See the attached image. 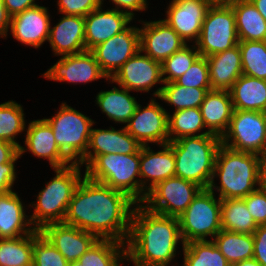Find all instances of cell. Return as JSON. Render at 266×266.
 <instances>
[{
    "mask_svg": "<svg viewBox=\"0 0 266 266\" xmlns=\"http://www.w3.org/2000/svg\"><path fill=\"white\" fill-rule=\"evenodd\" d=\"M136 204L125 193L84 175L69 202L63 223L90 232L98 239L126 244Z\"/></svg>",
    "mask_w": 266,
    "mask_h": 266,
    "instance_id": "6da1fadb",
    "label": "cell"
},
{
    "mask_svg": "<svg viewBox=\"0 0 266 266\" xmlns=\"http://www.w3.org/2000/svg\"><path fill=\"white\" fill-rule=\"evenodd\" d=\"M179 243L184 245L178 217L155 213L142 203L135 205L126 243L127 262L134 266H169Z\"/></svg>",
    "mask_w": 266,
    "mask_h": 266,
    "instance_id": "7a4b0ae2",
    "label": "cell"
},
{
    "mask_svg": "<svg viewBox=\"0 0 266 266\" xmlns=\"http://www.w3.org/2000/svg\"><path fill=\"white\" fill-rule=\"evenodd\" d=\"M260 155L236 151L220 145L208 189L219 192V199H242L259 186ZM219 178L220 186L215 184ZM215 189V190H214Z\"/></svg>",
    "mask_w": 266,
    "mask_h": 266,
    "instance_id": "3957f363",
    "label": "cell"
},
{
    "mask_svg": "<svg viewBox=\"0 0 266 266\" xmlns=\"http://www.w3.org/2000/svg\"><path fill=\"white\" fill-rule=\"evenodd\" d=\"M175 155V176L208 189L221 137L214 134L182 137L168 143Z\"/></svg>",
    "mask_w": 266,
    "mask_h": 266,
    "instance_id": "277c9868",
    "label": "cell"
},
{
    "mask_svg": "<svg viewBox=\"0 0 266 266\" xmlns=\"http://www.w3.org/2000/svg\"><path fill=\"white\" fill-rule=\"evenodd\" d=\"M53 170L55 177L46 182V186L37 195V201L31 203L34 211L29 217L36 230H41L48 224L64 221L69 202L83 178L79 163H71Z\"/></svg>",
    "mask_w": 266,
    "mask_h": 266,
    "instance_id": "5b68a950",
    "label": "cell"
},
{
    "mask_svg": "<svg viewBox=\"0 0 266 266\" xmlns=\"http://www.w3.org/2000/svg\"><path fill=\"white\" fill-rule=\"evenodd\" d=\"M140 150L135 154L109 153L97 155L86 167L84 175L95 182L121 191L141 203Z\"/></svg>",
    "mask_w": 266,
    "mask_h": 266,
    "instance_id": "8992f818",
    "label": "cell"
},
{
    "mask_svg": "<svg viewBox=\"0 0 266 266\" xmlns=\"http://www.w3.org/2000/svg\"><path fill=\"white\" fill-rule=\"evenodd\" d=\"M52 118H44L53 129L59 149L78 163L86 154L94 120L63 102Z\"/></svg>",
    "mask_w": 266,
    "mask_h": 266,
    "instance_id": "52a82bcc",
    "label": "cell"
},
{
    "mask_svg": "<svg viewBox=\"0 0 266 266\" xmlns=\"http://www.w3.org/2000/svg\"><path fill=\"white\" fill-rule=\"evenodd\" d=\"M184 244L191 241L208 240L222 230L221 199L209 189H202L187 209L178 217Z\"/></svg>",
    "mask_w": 266,
    "mask_h": 266,
    "instance_id": "ba28073f",
    "label": "cell"
},
{
    "mask_svg": "<svg viewBox=\"0 0 266 266\" xmlns=\"http://www.w3.org/2000/svg\"><path fill=\"white\" fill-rule=\"evenodd\" d=\"M239 44L236 21L230 4L211 5L195 43L202 57L229 50Z\"/></svg>",
    "mask_w": 266,
    "mask_h": 266,
    "instance_id": "9c48e42d",
    "label": "cell"
},
{
    "mask_svg": "<svg viewBox=\"0 0 266 266\" xmlns=\"http://www.w3.org/2000/svg\"><path fill=\"white\" fill-rule=\"evenodd\" d=\"M221 144L262 156L266 149V112L234 109Z\"/></svg>",
    "mask_w": 266,
    "mask_h": 266,
    "instance_id": "30bf717a",
    "label": "cell"
},
{
    "mask_svg": "<svg viewBox=\"0 0 266 266\" xmlns=\"http://www.w3.org/2000/svg\"><path fill=\"white\" fill-rule=\"evenodd\" d=\"M202 189L192 181L170 177L150 189L142 205L161 215L179 217Z\"/></svg>",
    "mask_w": 266,
    "mask_h": 266,
    "instance_id": "8fae6325",
    "label": "cell"
},
{
    "mask_svg": "<svg viewBox=\"0 0 266 266\" xmlns=\"http://www.w3.org/2000/svg\"><path fill=\"white\" fill-rule=\"evenodd\" d=\"M156 101V98H152L144 108L138 104L125 125L126 130L141 145L169 143L168 112Z\"/></svg>",
    "mask_w": 266,
    "mask_h": 266,
    "instance_id": "7c38bea8",
    "label": "cell"
},
{
    "mask_svg": "<svg viewBox=\"0 0 266 266\" xmlns=\"http://www.w3.org/2000/svg\"><path fill=\"white\" fill-rule=\"evenodd\" d=\"M140 49L139 28L127 26L118 34L92 48L101 71L110 79Z\"/></svg>",
    "mask_w": 266,
    "mask_h": 266,
    "instance_id": "4fadbf2b",
    "label": "cell"
},
{
    "mask_svg": "<svg viewBox=\"0 0 266 266\" xmlns=\"http://www.w3.org/2000/svg\"><path fill=\"white\" fill-rule=\"evenodd\" d=\"M141 53L139 49L108 80L136 92H149L157 83L163 85L161 63Z\"/></svg>",
    "mask_w": 266,
    "mask_h": 266,
    "instance_id": "5bb4252c",
    "label": "cell"
},
{
    "mask_svg": "<svg viewBox=\"0 0 266 266\" xmlns=\"http://www.w3.org/2000/svg\"><path fill=\"white\" fill-rule=\"evenodd\" d=\"M44 78L69 82L73 84L87 83L108 77L101 71L98 62L90 50L80 53L61 56L44 74Z\"/></svg>",
    "mask_w": 266,
    "mask_h": 266,
    "instance_id": "9a60e30c",
    "label": "cell"
},
{
    "mask_svg": "<svg viewBox=\"0 0 266 266\" xmlns=\"http://www.w3.org/2000/svg\"><path fill=\"white\" fill-rule=\"evenodd\" d=\"M206 0H172L167 7L166 18L163 19L188 44H195L200 36L201 28L208 8Z\"/></svg>",
    "mask_w": 266,
    "mask_h": 266,
    "instance_id": "2e32d148",
    "label": "cell"
},
{
    "mask_svg": "<svg viewBox=\"0 0 266 266\" xmlns=\"http://www.w3.org/2000/svg\"><path fill=\"white\" fill-rule=\"evenodd\" d=\"M139 46L141 52L162 63L187 43L164 20L141 21Z\"/></svg>",
    "mask_w": 266,
    "mask_h": 266,
    "instance_id": "e0dca14e",
    "label": "cell"
},
{
    "mask_svg": "<svg viewBox=\"0 0 266 266\" xmlns=\"http://www.w3.org/2000/svg\"><path fill=\"white\" fill-rule=\"evenodd\" d=\"M26 128L25 147L19 148L22 156L27 150L38 158L47 159L51 168H62L73 163L58 147L53 129L43 118L30 121Z\"/></svg>",
    "mask_w": 266,
    "mask_h": 266,
    "instance_id": "ac0fdd59",
    "label": "cell"
},
{
    "mask_svg": "<svg viewBox=\"0 0 266 266\" xmlns=\"http://www.w3.org/2000/svg\"><path fill=\"white\" fill-rule=\"evenodd\" d=\"M37 4L10 18L9 30L23 45L40 48L48 41L51 27L49 9Z\"/></svg>",
    "mask_w": 266,
    "mask_h": 266,
    "instance_id": "d6986e66",
    "label": "cell"
},
{
    "mask_svg": "<svg viewBox=\"0 0 266 266\" xmlns=\"http://www.w3.org/2000/svg\"><path fill=\"white\" fill-rule=\"evenodd\" d=\"M159 147L162 148L157 152L149 145H142L140 149L141 203L147 192L157 183L175 176V155L172 147L169 144Z\"/></svg>",
    "mask_w": 266,
    "mask_h": 266,
    "instance_id": "ffe728a7",
    "label": "cell"
},
{
    "mask_svg": "<svg viewBox=\"0 0 266 266\" xmlns=\"http://www.w3.org/2000/svg\"><path fill=\"white\" fill-rule=\"evenodd\" d=\"M40 232L69 263L77 261L98 240L90 232L63 222L45 225Z\"/></svg>",
    "mask_w": 266,
    "mask_h": 266,
    "instance_id": "44dd1931",
    "label": "cell"
},
{
    "mask_svg": "<svg viewBox=\"0 0 266 266\" xmlns=\"http://www.w3.org/2000/svg\"><path fill=\"white\" fill-rule=\"evenodd\" d=\"M111 128V129H110ZM109 129H91L89 146L85 156L78 162L85 167L97 156L109 153L135 154L142 145L126 130L110 127Z\"/></svg>",
    "mask_w": 266,
    "mask_h": 266,
    "instance_id": "7402d4cb",
    "label": "cell"
},
{
    "mask_svg": "<svg viewBox=\"0 0 266 266\" xmlns=\"http://www.w3.org/2000/svg\"><path fill=\"white\" fill-rule=\"evenodd\" d=\"M102 7L101 5L84 17L86 50H91L118 34L133 20L128 14L113 7L105 11Z\"/></svg>",
    "mask_w": 266,
    "mask_h": 266,
    "instance_id": "603a6c76",
    "label": "cell"
},
{
    "mask_svg": "<svg viewBox=\"0 0 266 266\" xmlns=\"http://www.w3.org/2000/svg\"><path fill=\"white\" fill-rule=\"evenodd\" d=\"M59 22L50 27L48 42L56 56L80 53L86 50L85 20L82 16L62 14Z\"/></svg>",
    "mask_w": 266,
    "mask_h": 266,
    "instance_id": "cb8c5ba5",
    "label": "cell"
},
{
    "mask_svg": "<svg viewBox=\"0 0 266 266\" xmlns=\"http://www.w3.org/2000/svg\"><path fill=\"white\" fill-rule=\"evenodd\" d=\"M23 204L15 191L0 194V239L18 238L36 230Z\"/></svg>",
    "mask_w": 266,
    "mask_h": 266,
    "instance_id": "d4e9b609",
    "label": "cell"
},
{
    "mask_svg": "<svg viewBox=\"0 0 266 266\" xmlns=\"http://www.w3.org/2000/svg\"><path fill=\"white\" fill-rule=\"evenodd\" d=\"M200 110L207 130L222 137L228 129L234 111L229 90H209Z\"/></svg>",
    "mask_w": 266,
    "mask_h": 266,
    "instance_id": "484cf974",
    "label": "cell"
},
{
    "mask_svg": "<svg viewBox=\"0 0 266 266\" xmlns=\"http://www.w3.org/2000/svg\"><path fill=\"white\" fill-rule=\"evenodd\" d=\"M206 58L212 89L229 90L243 74L239 45Z\"/></svg>",
    "mask_w": 266,
    "mask_h": 266,
    "instance_id": "4316f807",
    "label": "cell"
},
{
    "mask_svg": "<svg viewBox=\"0 0 266 266\" xmlns=\"http://www.w3.org/2000/svg\"><path fill=\"white\" fill-rule=\"evenodd\" d=\"M229 93L235 110L266 112V80L242 74Z\"/></svg>",
    "mask_w": 266,
    "mask_h": 266,
    "instance_id": "83f0119b",
    "label": "cell"
},
{
    "mask_svg": "<svg viewBox=\"0 0 266 266\" xmlns=\"http://www.w3.org/2000/svg\"><path fill=\"white\" fill-rule=\"evenodd\" d=\"M239 41H266V20L250 0L230 3Z\"/></svg>",
    "mask_w": 266,
    "mask_h": 266,
    "instance_id": "f1b7e54d",
    "label": "cell"
},
{
    "mask_svg": "<svg viewBox=\"0 0 266 266\" xmlns=\"http://www.w3.org/2000/svg\"><path fill=\"white\" fill-rule=\"evenodd\" d=\"M130 92L126 88L113 86L111 90L100 91L95 101L108 119L127 124L139 104Z\"/></svg>",
    "mask_w": 266,
    "mask_h": 266,
    "instance_id": "f546056e",
    "label": "cell"
},
{
    "mask_svg": "<svg viewBox=\"0 0 266 266\" xmlns=\"http://www.w3.org/2000/svg\"><path fill=\"white\" fill-rule=\"evenodd\" d=\"M126 258V244L98 239L91 248L69 266H122Z\"/></svg>",
    "mask_w": 266,
    "mask_h": 266,
    "instance_id": "4dcf8cb0",
    "label": "cell"
},
{
    "mask_svg": "<svg viewBox=\"0 0 266 266\" xmlns=\"http://www.w3.org/2000/svg\"><path fill=\"white\" fill-rule=\"evenodd\" d=\"M211 89L184 87L174 81L164 83L154 91L153 96L161 99L165 103H169V106L175 107L174 111H178L188 108H200L205 95Z\"/></svg>",
    "mask_w": 266,
    "mask_h": 266,
    "instance_id": "1f68e13d",
    "label": "cell"
},
{
    "mask_svg": "<svg viewBox=\"0 0 266 266\" xmlns=\"http://www.w3.org/2000/svg\"><path fill=\"white\" fill-rule=\"evenodd\" d=\"M213 242L230 265L253 258V234H243L221 230Z\"/></svg>",
    "mask_w": 266,
    "mask_h": 266,
    "instance_id": "d6a6232c",
    "label": "cell"
},
{
    "mask_svg": "<svg viewBox=\"0 0 266 266\" xmlns=\"http://www.w3.org/2000/svg\"><path fill=\"white\" fill-rule=\"evenodd\" d=\"M221 227L225 231L253 234L258 225L243 199L221 200Z\"/></svg>",
    "mask_w": 266,
    "mask_h": 266,
    "instance_id": "836d02e7",
    "label": "cell"
},
{
    "mask_svg": "<svg viewBox=\"0 0 266 266\" xmlns=\"http://www.w3.org/2000/svg\"><path fill=\"white\" fill-rule=\"evenodd\" d=\"M206 129L200 108H188L168 113V135L169 142L182 137L201 136L211 134Z\"/></svg>",
    "mask_w": 266,
    "mask_h": 266,
    "instance_id": "e575fe53",
    "label": "cell"
},
{
    "mask_svg": "<svg viewBox=\"0 0 266 266\" xmlns=\"http://www.w3.org/2000/svg\"><path fill=\"white\" fill-rule=\"evenodd\" d=\"M35 231L18 238L0 239V266H32Z\"/></svg>",
    "mask_w": 266,
    "mask_h": 266,
    "instance_id": "d590c367",
    "label": "cell"
},
{
    "mask_svg": "<svg viewBox=\"0 0 266 266\" xmlns=\"http://www.w3.org/2000/svg\"><path fill=\"white\" fill-rule=\"evenodd\" d=\"M182 250V266H230L213 240L191 241Z\"/></svg>",
    "mask_w": 266,
    "mask_h": 266,
    "instance_id": "8d00e7d4",
    "label": "cell"
},
{
    "mask_svg": "<svg viewBox=\"0 0 266 266\" xmlns=\"http://www.w3.org/2000/svg\"><path fill=\"white\" fill-rule=\"evenodd\" d=\"M23 106L13 100L0 104V140L8 141L20 148L17 135L25 131L26 120Z\"/></svg>",
    "mask_w": 266,
    "mask_h": 266,
    "instance_id": "74e56055",
    "label": "cell"
},
{
    "mask_svg": "<svg viewBox=\"0 0 266 266\" xmlns=\"http://www.w3.org/2000/svg\"><path fill=\"white\" fill-rule=\"evenodd\" d=\"M244 75L266 80V41H239Z\"/></svg>",
    "mask_w": 266,
    "mask_h": 266,
    "instance_id": "f35d334b",
    "label": "cell"
},
{
    "mask_svg": "<svg viewBox=\"0 0 266 266\" xmlns=\"http://www.w3.org/2000/svg\"><path fill=\"white\" fill-rule=\"evenodd\" d=\"M196 45L186 44L161 63L164 83L174 82L200 57Z\"/></svg>",
    "mask_w": 266,
    "mask_h": 266,
    "instance_id": "ab89813d",
    "label": "cell"
},
{
    "mask_svg": "<svg viewBox=\"0 0 266 266\" xmlns=\"http://www.w3.org/2000/svg\"><path fill=\"white\" fill-rule=\"evenodd\" d=\"M32 249V266H69V262L40 230H35V240L32 242Z\"/></svg>",
    "mask_w": 266,
    "mask_h": 266,
    "instance_id": "60d3db41",
    "label": "cell"
},
{
    "mask_svg": "<svg viewBox=\"0 0 266 266\" xmlns=\"http://www.w3.org/2000/svg\"><path fill=\"white\" fill-rule=\"evenodd\" d=\"M175 82L184 87L211 88L207 58L200 56Z\"/></svg>",
    "mask_w": 266,
    "mask_h": 266,
    "instance_id": "b9f144b4",
    "label": "cell"
},
{
    "mask_svg": "<svg viewBox=\"0 0 266 266\" xmlns=\"http://www.w3.org/2000/svg\"><path fill=\"white\" fill-rule=\"evenodd\" d=\"M102 5L101 0H57L60 14L87 16Z\"/></svg>",
    "mask_w": 266,
    "mask_h": 266,
    "instance_id": "7bdbcfd3",
    "label": "cell"
},
{
    "mask_svg": "<svg viewBox=\"0 0 266 266\" xmlns=\"http://www.w3.org/2000/svg\"><path fill=\"white\" fill-rule=\"evenodd\" d=\"M255 223L266 225V192L259 187L248 196L242 198Z\"/></svg>",
    "mask_w": 266,
    "mask_h": 266,
    "instance_id": "ee69618b",
    "label": "cell"
},
{
    "mask_svg": "<svg viewBox=\"0 0 266 266\" xmlns=\"http://www.w3.org/2000/svg\"><path fill=\"white\" fill-rule=\"evenodd\" d=\"M20 157L22 156L18 153L10 162L0 164V194L13 191V185L17 177L15 163Z\"/></svg>",
    "mask_w": 266,
    "mask_h": 266,
    "instance_id": "f6af8a7d",
    "label": "cell"
},
{
    "mask_svg": "<svg viewBox=\"0 0 266 266\" xmlns=\"http://www.w3.org/2000/svg\"><path fill=\"white\" fill-rule=\"evenodd\" d=\"M253 238V258L263 266H266V225H259L253 233Z\"/></svg>",
    "mask_w": 266,
    "mask_h": 266,
    "instance_id": "bcb514c9",
    "label": "cell"
},
{
    "mask_svg": "<svg viewBox=\"0 0 266 266\" xmlns=\"http://www.w3.org/2000/svg\"><path fill=\"white\" fill-rule=\"evenodd\" d=\"M113 5H115L113 9L124 12L128 14L132 19H135V11H146L147 9V0H111ZM104 0H101L103 5ZM134 11V12H133Z\"/></svg>",
    "mask_w": 266,
    "mask_h": 266,
    "instance_id": "7dc6e473",
    "label": "cell"
},
{
    "mask_svg": "<svg viewBox=\"0 0 266 266\" xmlns=\"http://www.w3.org/2000/svg\"><path fill=\"white\" fill-rule=\"evenodd\" d=\"M37 1V0H36ZM35 0H3L6 11L10 17L19 14L37 5ZM36 2V3H35Z\"/></svg>",
    "mask_w": 266,
    "mask_h": 266,
    "instance_id": "c3c4849f",
    "label": "cell"
},
{
    "mask_svg": "<svg viewBox=\"0 0 266 266\" xmlns=\"http://www.w3.org/2000/svg\"><path fill=\"white\" fill-rule=\"evenodd\" d=\"M19 153V148L11 142L0 140V164L10 162Z\"/></svg>",
    "mask_w": 266,
    "mask_h": 266,
    "instance_id": "681fc988",
    "label": "cell"
},
{
    "mask_svg": "<svg viewBox=\"0 0 266 266\" xmlns=\"http://www.w3.org/2000/svg\"><path fill=\"white\" fill-rule=\"evenodd\" d=\"M10 16L4 6L3 0H0V37H7L10 27Z\"/></svg>",
    "mask_w": 266,
    "mask_h": 266,
    "instance_id": "f907efd6",
    "label": "cell"
},
{
    "mask_svg": "<svg viewBox=\"0 0 266 266\" xmlns=\"http://www.w3.org/2000/svg\"><path fill=\"white\" fill-rule=\"evenodd\" d=\"M266 192V157H261L259 166V186Z\"/></svg>",
    "mask_w": 266,
    "mask_h": 266,
    "instance_id": "816d5d0a",
    "label": "cell"
},
{
    "mask_svg": "<svg viewBox=\"0 0 266 266\" xmlns=\"http://www.w3.org/2000/svg\"><path fill=\"white\" fill-rule=\"evenodd\" d=\"M266 20V0H250Z\"/></svg>",
    "mask_w": 266,
    "mask_h": 266,
    "instance_id": "f5cc1de1",
    "label": "cell"
},
{
    "mask_svg": "<svg viewBox=\"0 0 266 266\" xmlns=\"http://www.w3.org/2000/svg\"><path fill=\"white\" fill-rule=\"evenodd\" d=\"M230 266H263V265L259 263L256 259L250 258V259H245L241 262H237Z\"/></svg>",
    "mask_w": 266,
    "mask_h": 266,
    "instance_id": "db71d44e",
    "label": "cell"
},
{
    "mask_svg": "<svg viewBox=\"0 0 266 266\" xmlns=\"http://www.w3.org/2000/svg\"><path fill=\"white\" fill-rule=\"evenodd\" d=\"M211 5H217V4H230L233 0H206Z\"/></svg>",
    "mask_w": 266,
    "mask_h": 266,
    "instance_id": "11a10c76",
    "label": "cell"
},
{
    "mask_svg": "<svg viewBox=\"0 0 266 266\" xmlns=\"http://www.w3.org/2000/svg\"><path fill=\"white\" fill-rule=\"evenodd\" d=\"M262 157H266V149H265V151H264Z\"/></svg>",
    "mask_w": 266,
    "mask_h": 266,
    "instance_id": "9f6ffc18",
    "label": "cell"
}]
</instances>
